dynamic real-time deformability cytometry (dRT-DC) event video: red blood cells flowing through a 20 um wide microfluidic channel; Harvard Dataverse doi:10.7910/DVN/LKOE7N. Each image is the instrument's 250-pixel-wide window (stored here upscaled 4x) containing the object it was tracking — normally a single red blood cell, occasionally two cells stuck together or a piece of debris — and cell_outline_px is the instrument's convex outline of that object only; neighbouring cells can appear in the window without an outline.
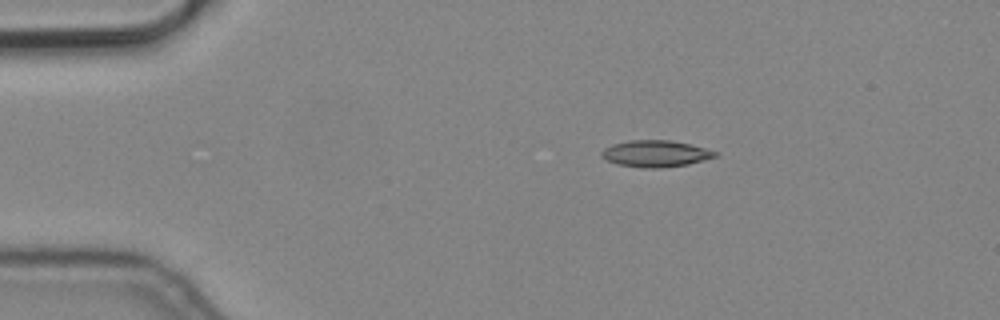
{"species": "common noctule bat (a hibernating species)", "species_latin": "Nyctalus noctula", "temperature_condition": "cold", "stored_images_in_passage": 3, "camera_frame_rate_fps": 3000, "um_per_image_px": 0.085, "animal": {"sex": "male", "body_mass_g": 19.2, "forearm_length_mm": 51.8}, "frame": {"image": 1, "passage_image": 1, "time_ms": 0.0, "image_size_px": [1000, 320], "cell_outline_px": [[720, 152], [716, 156], [688, 164], [660, 168], [644, 168], [616, 164], [600, 156], [600, 152], [604, 148], [612, 144], [628, 140], [668, 140], [688, 144]], "centroid_in_image_um": [55.68, 13.06], "position_along_channel_um": 29.3, "area_um2": 17.51}}